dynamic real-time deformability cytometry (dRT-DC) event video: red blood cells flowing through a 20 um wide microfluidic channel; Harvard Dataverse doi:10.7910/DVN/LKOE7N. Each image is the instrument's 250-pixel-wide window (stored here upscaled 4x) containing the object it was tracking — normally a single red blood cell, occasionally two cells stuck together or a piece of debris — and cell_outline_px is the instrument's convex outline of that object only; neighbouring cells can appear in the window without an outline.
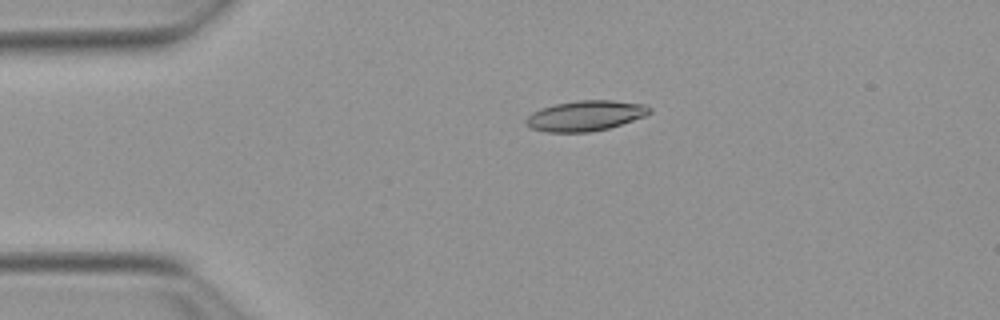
{"species": "Egyptian fruit bat (a non-hibernating species)", "species_latin": "Rousettus aegyptiacus", "temperature_condition": "warm", "stored_images_in_passage": 37, "camera_frame_rate_fps": 3000, "um_per_image_px": 0.085, "animal": {"sex": "female"}, "frame": {"image": 1, "passage_image": 2, "time_ms": 0.333, "image_size_px": [1000, 320], "cell_outline_px": [[652, 112], [648, 116], [608, 128], [592, 132], [544, 132], [532, 128], [524, 124], [524, 120], [532, 112], [540, 108], [556, 104], [580, 100], [612, 100], [644, 104], [652, 108]], "centroid_in_image_um": [49.78, 9.84], "position_along_channel_um": 35.2, "area_um2": 22.08}}
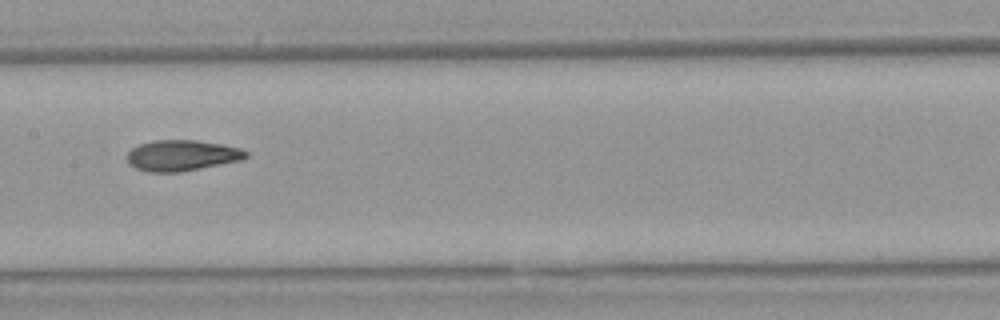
{"frame": {"image": 2, "passage_image": 17, "time_ms": 5.333, "image_size_px": [1000, 320], "cell_outline_px": [[248, 156], [240, 160], [180, 172], [148, 172], [136, 168], [128, 164], [128, 152], [132, 148], [140, 144], [152, 140], [196, 140], [220, 144], [240, 148], [248, 152]], "centroid_in_image_um": [15.43, 13.21], "position_along_channel_um": 192.0, "area_um2": 21.21}}
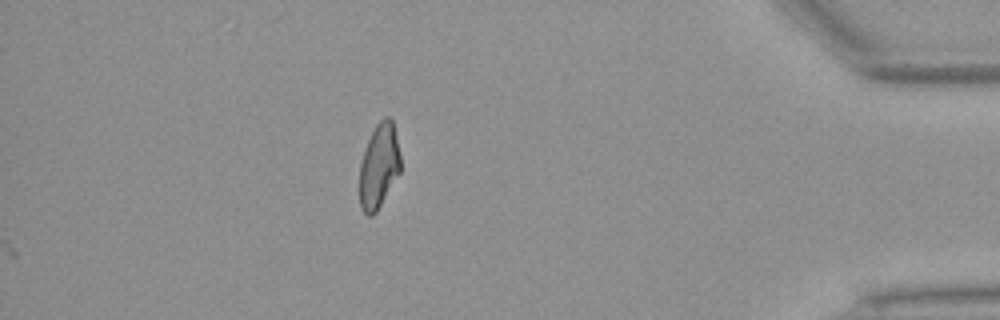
{"frame": {"image": 3, "passage_image": 37, "time_ms": 12.0, "image_size_px": [1000, 320], "cell_outline_px": [[400, 172], [376, 212], [372, 216], [368, 216], [360, 208], [360, 164], [364, 148], [376, 124], [384, 116], [388, 116], [392, 120], [400, 156]], "centroid_in_image_um": [32.2, 14.12], "position_along_channel_um": 403.0, "area_um2": 20.0}, "authors_computed_cell_mechanics": {"area_um2": 21.3282, "velocity_mm_per_s": 3.8798, "shape_relaxation_time_tau1_ms": 7.9421, "shape_relaxation_time_tau2_ms": 2.8133, "deformation_change_tau1": 0.2113, "deformation_change_tau2": 0.0993}}